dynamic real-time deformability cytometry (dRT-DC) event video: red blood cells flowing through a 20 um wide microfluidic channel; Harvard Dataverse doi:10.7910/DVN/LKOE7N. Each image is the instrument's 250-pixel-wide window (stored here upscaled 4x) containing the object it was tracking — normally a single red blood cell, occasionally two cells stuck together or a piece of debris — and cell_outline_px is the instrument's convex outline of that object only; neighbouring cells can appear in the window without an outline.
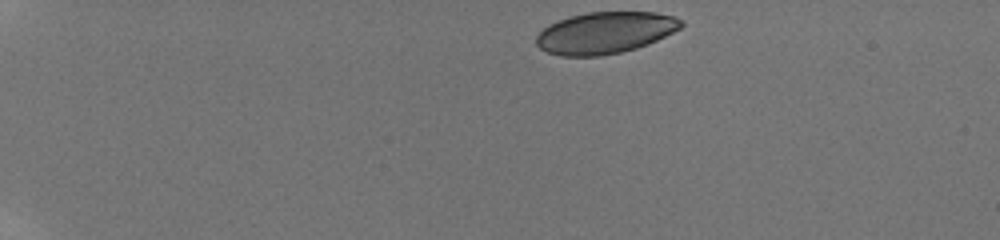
{"species": "human", "species_latin": "Homo sapiens", "temperature_condition": "room temperature", "stored_images_in_passage": 9, "camera_frame_rate_fps": 3000, "um_per_image_px": 0.085, "donor": {"sex": "male"}, "frame": {"image": 1, "passage_image": 1, "time_ms": 0.0, "image_size_px": [1000, 240], "cell_outline_px": [[684, 24], [680, 28], [648, 44], [636, 48], [620, 52], [600, 56], [560, 56], [548, 52], [540, 48], [536, 44], [536, 36], [548, 24], [568, 16], [588, 12], [656, 12], [672, 16], [684, 20]], "centroid_in_image_um": [51.42, 2.78], "position_along_channel_um": 33.6, "area_um2": 35.14}}
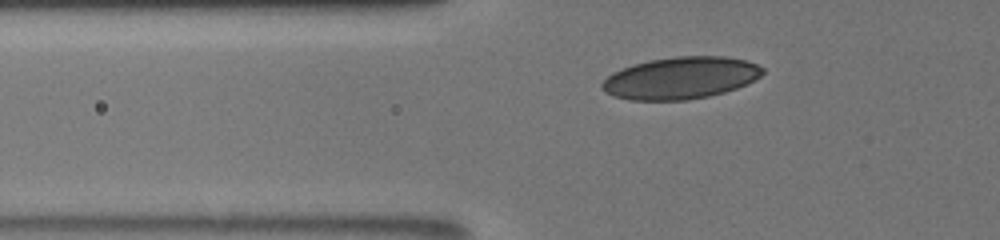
{"frame": {"image": 2, "passage_image": 7, "time_ms": 3.333, "image_size_px": [1000, 240], "cell_outline_px": [[764, 72], [760, 76], [748, 84], [724, 92], [708, 96], [688, 100], [632, 100], [616, 96], [604, 92], [600, 88], [600, 84], [612, 72], [632, 64], [648, 60], [676, 56], [724, 56], [748, 60], [764, 68]], "centroid_in_image_um": [57.85, 6.62], "position_along_channel_um": 67.9, "area_um2": 39.54}}